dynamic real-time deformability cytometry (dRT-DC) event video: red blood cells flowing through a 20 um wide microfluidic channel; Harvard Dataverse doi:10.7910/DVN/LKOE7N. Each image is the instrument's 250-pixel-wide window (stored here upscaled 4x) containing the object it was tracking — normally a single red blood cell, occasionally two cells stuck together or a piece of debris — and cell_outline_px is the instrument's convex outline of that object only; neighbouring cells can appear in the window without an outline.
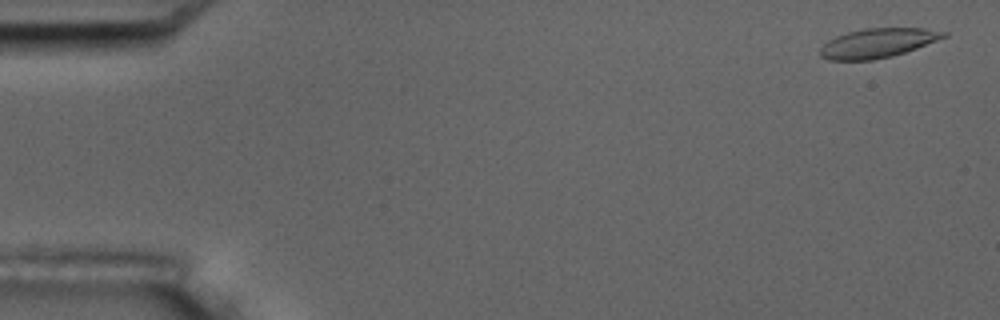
{"species": "common noctule bat (a hibernating species)", "species_latin": "Nyctalus noctula", "temperature_condition": "room temperature", "stored_images_in_passage": 5, "camera_frame_rate_fps": 3000, "um_per_image_px": 0.085, "animal": {"sex": "male", "body_mass_g": 17.5, "forearm_length_mm": 52.3}, "frame": {"image": 1, "passage_image": 1, "time_ms": 0.0, "image_size_px": [1000, 320], "cell_outline_px": [[948, 36], [916, 48], [892, 56], [872, 60], [828, 60], [820, 56], [820, 48], [828, 40], [836, 36], [848, 32], [864, 28], [924, 28], [948, 32]], "centroid_in_image_um": [74.59, 3.65], "position_along_channel_um": 10.4, "area_um2": 21.04}}
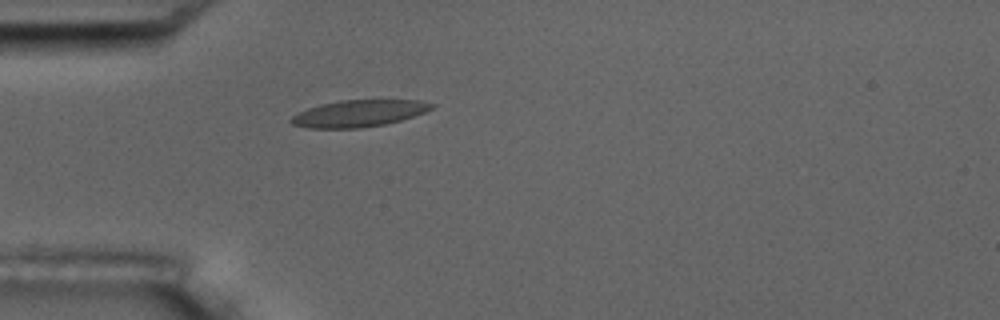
{"frame": {"image": 2, "passage_image": 5, "time_ms": 4.667, "image_size_px": [1000, 320], "cell_outline_px": [[436, 104], [432, 108], [424, 112], [400, 120], [384, 124], [360, 128], [308, 128], [292, 124], [288, 120], [292, 116], [308, 108], [320, 104], [340, 100], [420, 100]], "centroid_in_image_um": [30.47, 9.63], "position_along_channel_um": 54.5, "area_um2": 21.79}}